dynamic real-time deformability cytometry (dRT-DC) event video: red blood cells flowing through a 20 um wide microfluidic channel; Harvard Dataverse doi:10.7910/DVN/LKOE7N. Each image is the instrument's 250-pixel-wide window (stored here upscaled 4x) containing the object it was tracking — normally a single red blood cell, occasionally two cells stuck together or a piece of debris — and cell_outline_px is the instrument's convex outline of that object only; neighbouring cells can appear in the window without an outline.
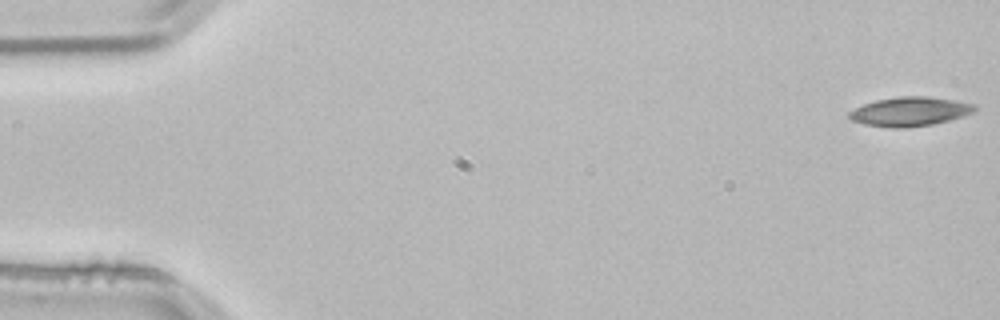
{"species": "common noctule bat (a hibernating species)", "species_latin": "Nyctalus noctula", "temperature_condition": "room temperature", "stored_images_in_passage": 4, "camera_frame_rate_fps": 3000, "um_per_image_px": 0.085, "animal": {"sex": "male", "body_mass_g": 21.5, "forearm_length_mm": 52.0}, "frame": {"image": 1, "passage_image": 1, "time_ms": 0.0, "image_size_px": [1000, 320], "cell_outline_px": [[980, 108], [964, 116], [932, 124], [908, 128], [892, 128], [864, 124], [852, 120], [848, 116], [848, 112], [864, 104], [876, 100], [900, 96], [928, 96], [976, 104]], "centroid_in_image_um": [77.36, 9.48], "position_along_channel_um": 7.6, "area_um2": 21.33}}
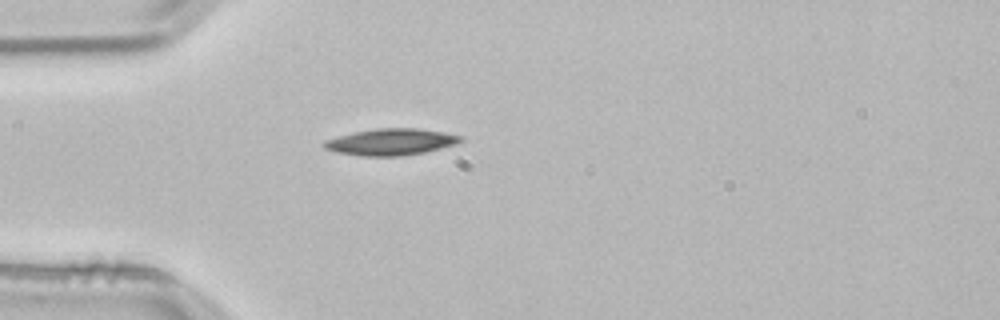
{"frame": {"image": 2, "passage_image": 4, "time_ms": 1.0, "image_size_px": [1000, 320], "cell_outline_px": [[464, 140], [456, 144], [424, 152], [400, 156], [360, 156], [336, 152], [324, 148], [320, 144], [324, 140], [356, 132], [376, 128], [416, 128], [444, 132], [464, 136]], "centroid_in_image_um": [33.23, 12.06], "position_along_channel_um": 51.8, "area_um2": 21.15}}